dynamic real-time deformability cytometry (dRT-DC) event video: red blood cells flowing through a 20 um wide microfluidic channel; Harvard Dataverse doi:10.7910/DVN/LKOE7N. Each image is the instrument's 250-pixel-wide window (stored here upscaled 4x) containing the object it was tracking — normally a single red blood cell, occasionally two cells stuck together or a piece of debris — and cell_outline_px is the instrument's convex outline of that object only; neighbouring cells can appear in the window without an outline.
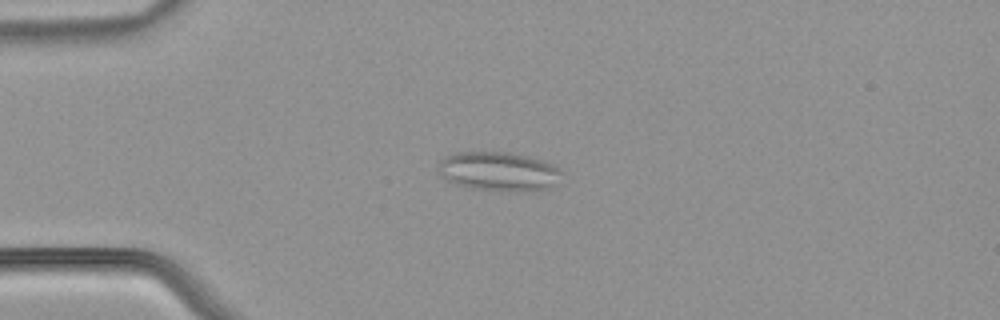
{"species": "common noctule bat (a hibernating species)", "species_latin": "Nyctalus noctula", "temperature_condition": "warm", "stored_images_in_passage": 40, "camera_frame_rate_fps": 3000, "um_per_image_px": 0.085, "animal": {"sex": "male", "body_mass_g": 21.5, "forearm_length_mm": 52.0}, "frame": {"image": 1, "passage_image": 2, "time_ms": 0.333, "image_size_px": [1000, 320], "cell_outline_px": [[564, 172], [548, 188], [532, 192], [500, 192], [472, 188], [456, 184], [448, 180], [436, 172], [440, 160], [456, 152], [508, 152], [528, 156], [552, 164], [560, 168]], "centroid_in_image_um": [42.38, 14.59], "position_along_channel_um": 42.6, "area_um2": 28.44}}
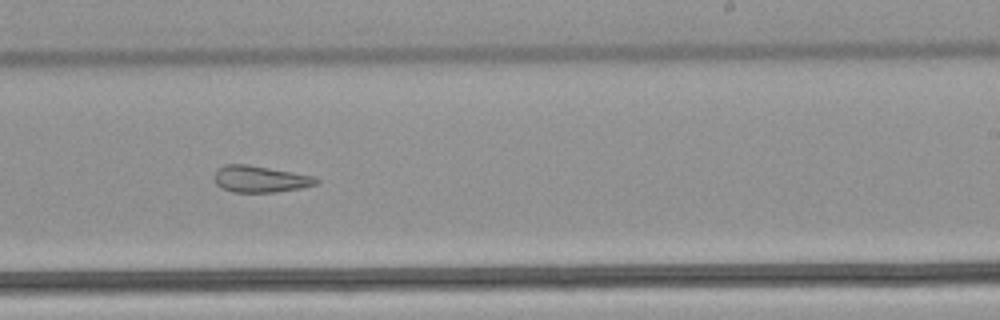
{"frame": {"image": 2, "passage_image": 21, "time_ms": 6.667, "image_size_px": [1000, 320], "cell_outline_px": [[320, 180], [316, 184], [300, 188], [276, 192], [232, 192], [220, 188], [216, 184], [212, 176], [216, 168], [224, 164], [248, 164], [292, 172], [312, 176]], "centroid_in_image_um": [22.02, 15.21], "position_along_channel_um": 267.0, "area_um2": 15.95}}
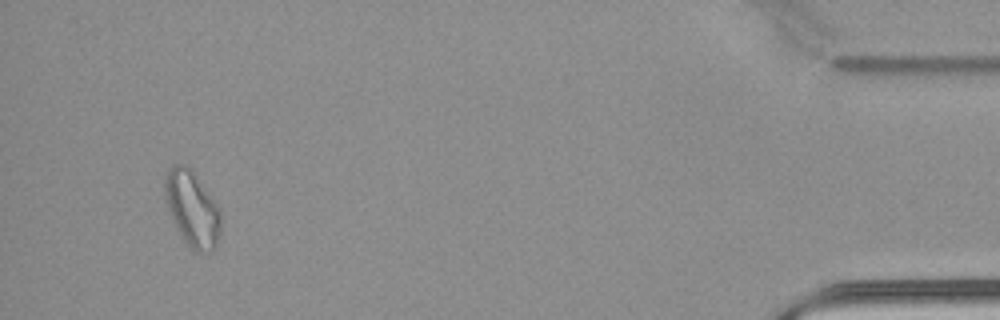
{"frame": {"image": 3, "passage_image": 38, "time_ms": 12.333, "image_size_px": [1000, 320], "cell_outline_px": [[220, 232], [216, 248], [212, 252], [196, 252], [184, 240], [176, 228], [172, 220], [164, 200], [164, 176], [168, 168], [172, 164], [184, 164], [192, 168], [216, 204], [220, 212]], "centroid_in_image_um": [16.3, 17.71], "position_along_channel_um": 418.9, "area_um2": 24.91}, "authors_computed_cell_mechanics": {"area_um2": 18.1492, "velocity_mm_per_s": 3.9772, "shape_relaxation_time_tau1_ms": null, "shape_relaxation_time_tau2_ms": 7.1339, "deformation_change_tau1": null, "deformation_change_tau2": 0.1927}}